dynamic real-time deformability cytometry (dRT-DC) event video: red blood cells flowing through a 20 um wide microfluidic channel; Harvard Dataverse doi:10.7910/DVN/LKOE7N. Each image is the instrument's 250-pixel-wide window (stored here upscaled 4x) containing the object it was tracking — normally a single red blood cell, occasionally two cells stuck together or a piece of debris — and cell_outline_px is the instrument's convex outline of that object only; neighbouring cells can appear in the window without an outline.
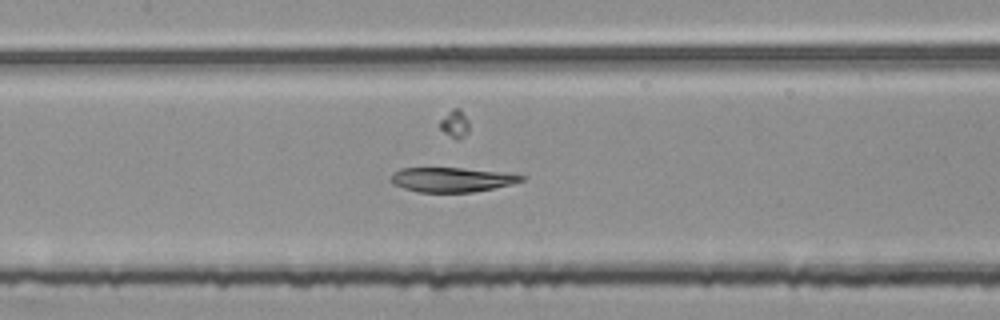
{"species": "common noctule bat (a hibernating species)", "species_latin": "Nyctalus noctula", "temperature_condition": "room temperature", "stored_images_in_passage": 32, "camera_frame_rate_fps": 3000, "um_per_image_px": 0.085, "animal": {"sex": "female", "body_mass_g": 25.1}, "frame": {"image": 1, "passage_image": 10, "time_ms": 3.0, "image_size_px": [1000, 320], "cell_outline_px": [[528, 176], [524, 180], [512, 184], [472, 192], [416, 192], [392, 184], [388, 176], [392, 172], [400, 168], [460, 168], [512, 172]], "centroid_in_image_um": [38.42, 15.25], "position_along_channel_um": 169.0, "area_um2": 19.07}}
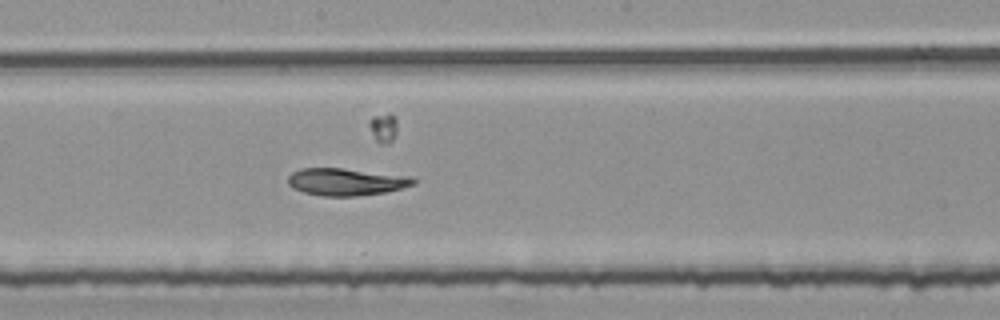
{"frame": {"image": 2, "passage_image": 14, "time_ms": 4.333, "image_size_px": [1000, 320], "cell_outline_px": [[416, 184], [384, 192], [356, 196], [320, 196], [304, 192], [292, 188], [288, 184], [288, 176], [292, 172], [300, 168], [340, 168], [412, 176], [416, 180]], "centroid_in_image_um": [29.4, 15.45], "position_along_channel_um": 218.8, "area_um2": 19.94}, "authors_computed_cell_mechanics": {"area_um2": 19.7676, "velocity_mm_per_s": 3.7618, "shape_relaxation_time_tau1_ms": null, "shape_relaxation_time_tau2_ms": 7.9126, "deformation_change_tau1": null, "deformation_change_tau2": 0.1281}}